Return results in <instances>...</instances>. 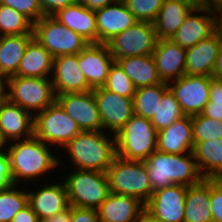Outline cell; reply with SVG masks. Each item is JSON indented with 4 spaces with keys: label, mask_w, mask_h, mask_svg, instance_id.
Instances as JSON below:
<instances>
[{
    "label": "cell",
    "mask_w": 222,
    "mask_h": 222,
    "mask_svg": "<svg viewBox=\"0 0 222 222\" xmlns=\"http://www.w3.org/2000/svg\"><path fill=\"white\" fill-rule=\"evenodd\" d=\"M52 75L55 95L93 90L78 65V54L54 58Z\"/></svg>",
    "instance_id": "cell-17"
},
{
    "label": "cell",
    "mask_w": 222,
    "mask_h": 222,
    "mask_svg": "<svg viewBox=\"0 0 222 222\" xmlns=\"http://www.w3.org/2000/svg\"><path fill=\"white\" fill-rule=\"evenodd\" d=\"M187 187L174 184L154 191L145 203V209L165 222H184Z\"/></svg>",
    "instance_id": "cell-14"
},
{
    "label": "cell",
    "mask_w": 222,
    "mask_h": 222,
    "mask_svg": "<svg viewBox=\"0 0 222 222\" xmlns=\"http://www.w3.org/2000/svg\"><path fill=\"white\" fill-rule=\"evenodd\" d=\"M44 16H52L58 10L77 2V0H39Z\"/></svg>",
    "instance_id": "cell-43"
},
{
    "label": "cell",
    "mask_w": 222,
    "mask_h": 222,
    "mask_svg": "<svg viewBox=\"0 0 222 222\" xmlns=\"http://www.w3.org/2000/svg\"><path fill=\"white\" fill-rule=\"evenodd\" d=\"M53 59L51 53L33 37L27 45L18 72L14 76L51 78Z\"/></svg>",
    "instance_id": "cell-26"
},
{
    "label": "cell",
    "mask_w": 222,
    "mask_h": 222,
    "mask_svg": "<svg viewBox=\"0 0 222 222\" xmlns=\"http://www.w3.org/2000/svg\"><path fill=\"white\" fill-rule=\"evenodd\" d=\"M0 4L10 6L25 15L33 23L44 16L39 0H0Z\"/></svg>",
    "instance_id": "cell-39"
},
{
    "label": "cell",
    "mask_w": 222,
    "mask_h": 222,
    "mask_svg": "<svg viewBox=\"0 0 222 222\" xmlns=\"http://www.w3.org/2000/svg\"><path fill=\"white\" fill-rule=\"evenodd\" d=\"M71 222H100L97 209L71 206Z\"/></svg>",
    "instance_id": "cell-42"
},
{
    "label": "cell",
    "mask_w": 222,
    "mask_h": 222,
    "mask_svg": "<svg viewBox=\"0 0 222 222\" xmlns=\"http://www.w3.org/2000/svg\"><path fill=\"white\" fill-rule=\"evenodd\" d=\"M80 132L79 125L56 100L34 115L33 135L51 147L63 149Z\"/></svg>",
    "instance_id": "cell-7"
},
{
    "label": "cell",
    "mask_w": 222,
    "mask_h": 222,
    "mask_svg": "<svg viewBox=\"0 0 222 222\" xmlns=\"http://www.w3.org/2000/svg\"><path fill=\"white\" fill-rule=\"evenodd\" d=\"M34 116L8 100L0 102V131L10 144L33 136Z\"/></svg>",
    "instance_id": "cell-22"
},
{
    "label": "cell",
    "mask_w": 222,
    "mask_h": 222,
    "mask_svg": "<svg viewBox=\"0 0 222 222\" xmlns=\"http://www.w3.org/2000/svg\"><path fill=\"white\" fill-rule=\"evenodd\" d=\"M116 62L133 82L136 89L162 83L152 54L128 56L117 59Z\"/></svg>",
    "instance_id": "cell-28"
},
{
    "label": "cell",
    "mask_w": 222,
    "mask_h": 222,
    "mask_svg": "<svg viewBox=\"0 0 222 222\" xmlns=\"http://www.w3.org/2000/svg\"><path fill=\"white\" fill-rule=\"evenodd\" d=\"M56 101L82 131L102 130V122L93 90L58 94Z\"/></svg>",
    "instance_id": "cell-13"
},
{
    "label": "cell",
    "mask_w": 222,
    "mask_h": 222,
    "mask_svg": "<svg viewBox=\"0 0 222 222\" xmlns=\"http://www.w3.org/2000/svg\"><path fill=\"white\" fill-rule=\"evenodd\" d=\"M106 175L110 193L133 196L144 204L153 193L144 161L125 160L116 156Z\"/></svg>",
    "instance_id": "cell-5"
},
{
    "label": "cell",
    "mask_w": 222,
    "mask_h": 222,
    "mask_svg": "<svg viewBox=\"0 0 222 222\" xmlns=\"http://www.w3.org/2000/svg\"><path fill=\"white\" fill-rule=\"evenodd\" d=\"M176 1L191 7L193 10L208 6V4L204 0H176Z\"/></svg>",
    "instance_id": "cell-51"
},
{
    "label": "cell",
    "mask_w": 222,
    "mask_h": 222,
    "mask_svg": "<svg viewBox=\"0 0 222 222\" xmlns=\"http://www.w3.org/2000/svg\"><path fill=\"white\" fill-rule=\"evenodd\" d=\"M8 78L0 73V102L7 100Z\"/></svg>",
    "instance_id": "cell-50"
},
{
    "label": "cell",
    "mask_w": 222,
    "mask_h": 222,
    "mask_svg": "<svg viewBox=\"0 0 222 222\" xmlns=\"http://www.w3.org/2000/svg\"><path fill=\"white\" fill-rule=\"evenodd\" d=\"M212 77L216 79H222V43L220 44L218 55L216 58Z\"/></svg>",
    "instance_id": "cell-49"
},
{
    "label": "cell",
    "mask_w": 222,
    "mask_h": 222,
    "mask_svg": "<svg viewBox=\"0 0 222 222\" xmlns=\"http://www.w3.org/2000/svg\"><path fill=\"white\" fill-rule=\"evenodd\" d=\"M217 17L211 5L192 10L171 40L184 49L191 48L216 31Z\"/></svg>",
    "instance_id": "cell-15"
},
{
    "label": "cell",
    "mask_w": 222,
    "mask_h": 222,
    "mask_svg": "<svg viewBox=\"0 0 222 222\" xmlns=\"http://www.w3.org/2000/svg\"><path fill=\"white\" fill-rule=\"evenodd\" d=\"M7 152L10 159V170L13 184L19 186L21 180L32 182L40 175L51 172L60 165L58 157L51 152L52 148L34 135L27 139L12 141ZM50 170V171H49Z\"/></svg>",
    "instance_id": "cell-1"
},
{
    "label": "cell",
    "mask_w": 222,
    "mask_h": 222,
    "mask_svg": "<svg viewBox=\"0 0 222 222\" xmlns=\"http://www.w3.org/2000/svg\"><path fill=\"white\" fill-rule=\"evenodd\" d=\"M192 10L176 0H164L153 22L157 39H171Z\"/></svg>",
    "instance_id": "cell-30"
},
{
    "label": "cell",
    "mask_w": 222,
    "mask_h": 222,
    "mask_svg": "<svg viewBox=\"0 0 222 222\" xmlns=\"http://www.w3.org/2000/svg\"><path fill=\"white\" fill-rule=\"evenodd\" d=\"M77 1L80 2L82 5H84L86 8L94 11L114 2L113 0H77Z\"/></svg>",
    "instance_id": "cell-47"
},
{
    "label": "cell",
    "mask_w": 222,
    "mask_h": 222,
    "mask_svg": "<svg viewBox=\"0 0 222 222\" xmlns=\"http://www.w3.org/2000/svg\"><path fill=\"white\" fill-rule=\"evenodd\" d=\"M221 39L217 31L186 49L185 75L212 77Z\"/></svg>",
    "instance_id": "cell-21"
},
{
    "label": "cell",
    "mask_w": 222,
    "mask_h": 222,
    "mask_svg": "<svg viewBox=\"0 0 222 222\" xmlns=\"http://www.w3.org/2000/svg\"><path fill=\"white\" fill-rule=\"evenodd\" d=\"M114 61L108 45L102 43H89L78 54V65L92 89L103 87Z\"/></svg>",
    "instance_id": "cell-16"
},
{
    "label": "cell",
    "mask_w": 222,
    "mask_h": 222,
    "mask_svg": "<svg viewBox=\"0 0 222 222\" xmlns=\"http://www.w3.org/2000/svg\"><path fill=\"white\" fill-rule=\"evenodd\" d=\"M12 222H41L37 214L28 204L25 208L18 211L12 219Z\"/></svg>",
    "instance_id": "cell-44"
},
{
    "label": "cell",
    "mask_w": 222,
    "mask_h": 222,
    "mask_svg": "<svg viewBox=\"0 0 222 222\" xmlns=\"http://www.w3.org/2000/svg\"><path fill=\"white\" fill-rule=\"evenodd\" d=\"M103 88L126 98H133L136 91L133 82L116 61L110 66Z\"/></svg>",
    "instance_id": "cell-36"
},
{
    "label": "cell",
    "mask_w": 222,
    "mask_h": 222,
    "mask_svg": "<svg viewBox=\"0 0 222 222\" xmlns=\"http://www.w3.org/2000/svg\"><path fill=\"white\" fill-rule=\"evenodd\" d=\"M201 114L206 117L215 119L217 121H222V104L208 102L204 106V109Z\"/></svg>",
    "instance_id": "cell-46"
},
{
    "label": "cell",
    "mask_w": 222,
    "mask_h": 222,
    "mask_svg": "<svg viewBox=\"0 0 222 222\" xmlns=\"http://www.w3.org/2000/svg\"><path fill=\"white\" fill-rule=\"evenodd\" d=\"M7 100L33 116L56 100L51 78L8 77Z\"/></svg>",
    "instance_id": "cell-8"
},
{
    "label": "cell",
    "mask_w": 222,
    "mask_h": 222,
    "mask_svg": "<svg viewBox=\"0 0 222 222\" xmlns=\"http://www.w3.org/2000/svg\"><path fill=\"white\" fill-rule=\"evenodd\" d=\"M167 89L166 82L137 88L133 97L134 114L151 119L156 114L161 98Z\"/></svg>",
    "instance_id": "cell-32"
},
{
    "label": "cell",
    "mask_w": 222,
    "mask_h": 222,
    "mask_svg": "<svg viewBox=\"0 0 222 222\" xmlns=\"http://www.w3.org/2000/svg\"><path fill=\"white\" fill-rule=\"evenodd\" d=\"M13 185L10 170V159L7 151L0 152V191L6 190Z\"/></svg>",
    "instance_id": "cell-41"
},
{
    "label": "cell",
    "mask_w": 222,
    "mask_h": 222,
    "mask_svg": "<svg viewBox=\"0 0 222 222\" xmlns=\"http://www.w3.org/2000/svg\"><path fill=\"white\" fill-rule=\"evenodd\" d=\"M194 140L191 116H184L167 128L158 131L157 150L168 154L193 151Z\"/></svg>",
    "instance_id": "cell-24"
},
{
    "label": "cell",
    "mask_w": 222,
    "mask_h": 222,
    "mask_svg": "<svg viewBox=\"0 0 222 222\" xmlns=\"http://www.w3.org/2000/svg\"><path fill=\"white\" fill-rule=\"evenodd\" d=\"M114 2H121V3H125L127 0H113Z\"/></svg>",
    "instance_id": "cell-57"
},
{
    "label": "cell",
    "mask_w": 222,
    "mask_h": 222,
    "mask_svg": "<svg viewBox=\"0 0 222 222\" xmlns=\"http://www.w3.org/2000/svg\"><path fill=\"white\" fill-rule=\"evenodd\" d=\"M28 204L43 222L70 207L68 191L64 181L55 184H44L37 191H27Z\"/></svg>",
    "instance_id": "cell-19"
},
{
    "label": "cell",
    "mask_w": 222,
    "mask_h": 222,
    "mask_svg": "<svg viewBox=\"0 0 222 222\" xmlns=\"http://www.w3.org/2000/svg\"><path fill=\"white\" fill-rule=\"evenodd\" d=\"M194 145L205 140L222 138V121L206 117L201 113L191 116Z\"/></svg>",
    "instance_id": "cell-37"
},
{
    "label": "cell",
    "mask_w": 222,
    "mask_h": 222,
    "mask_svg": "<svg viewBox=\"0 0 222 222\" xmlns=\"http://www.w3.org/2000/svg\"><path fill=\"white\" fill-rule=\"evenodd\" d=\"M105 131H82L62 150L68 152L74 169L106 173L116 154V138Z\"/></svg>",
    "instance_id": "cell-3"
},
{
    "label": "cell",
    "mask_w": 222,
    "mask_h": 222,
    "mask_svg": "<svg viewBox=\"0 0 222 222\" xmlns=\"http://www.w3.org/2000/svg\"><path fill=\"white\" fill-rule=\"evenodd\" d=\"M208 5H212L214 2H215V0H204Z\"/></svg>",
    "instance_id": "cell-56"
},
{
    "label": "cell",
    "mask_w": 222,
    "mask_h": 222,
    "mask_svg": "<svg viewBox=\"0 0 222 222\" xmlns=\"http://www.w3.org/2000/svg\"><path fill=\"white\" fill-rule=\"evenodd\" d=\"M138 222H165L157 217H155L154 215H152L151 213H149L145 208L143 209V211L140 214L139 220Z\"/></svg>",
    "instance_id": "cell-52"
},
{
    "label": "cell",
    "mask_w": 222,
    "mask_h": 222,
    "mask_svg": "<svg viewBox=\"0 0 222 222\" xmlns=\"http://www.w3.org/2000/svg\"><path fill=\"white\" fill-rule=\"evenodd\" d=\"M125 3L138 21L153 23L164 0H127Z\"/></svg>",
    "instance_id": "cell-38"
},
{
    "label": "cell",
    "mask_w": 222,
    "mask_h": 222,
    "mask_svg": "<svg viewBox=\"0 0 222 222\" xmlns=\"http://www.w3.org/2000/svg\"><path fill=\"white\" fill-rule=\"evenodd\" d=\"M34 38L56 58L79 54L89 43L53 16H43L34 23Z\"/></svg>",
    "instance_id": "cell-9"
},
{
    "label": "cell",
    "mask_w": 222,
    "mask_h": 222,
    "mask_svg": "<svg viewBox=\"0 0 222 222\" xmlns=\"http://www.w3.org/2000/svg\"><path fill=\"white\" fill-rule=\"evenodd\" d=\"M8 141L5 139L4 135L2 134V132L0 131V152L1 151H7L8 148ZM7 146V147H6ZM5 148V150L3 149Z\"/></svg>",
    "instance_id": "cell-54"
},
{
    "label": "cell",
    "mask_w": 222,
    "mask_h": 222,
    "mask_svg": "<svg viewBox=\"0 0 222 222\" xmlns=\"http://www.w3.org/2000/svg\"><path fill=\"white\" fill-rule=\"evenodd\" d=\"M211 7L217 16H222V0H215Z\"/></svg>",
    "instance_id": "cell-53"
},
{
    "label": "cell",
    "mask_w": 222,
    "mask_h": 222,
    "mask_svg": "<svg viewBox=\"0 0 222 222\" xmlns=\"http://www.w3.org/2000/svg\"><path fill=\"white\" fill-rule=\"evenodd\" d=\"M34 34L0 36V73L11 77L17 74L27 45Z\"/></svg>",
    "instance_id": "cell-31"
},
{
    "label": "cell",
    "mask_w": 222,
    "mask_h": 222,
    "mask_svg": "<svg viewBox=\"0 0 222 222\" xmlns=\"http://www.w3.org/2000/svg\"><path fill=\"white\" fill-rule=\"evenodd\" d=\"M212 78L203 75H183L167 83L186 116L198 115L203 111L209 102Z\"/></svg>",
    "instance_id": "cell-11"
},
{
    "label": "cell",
    "mask_w": 222,
    "mask_h": 222,
    "mask_svg": "<svg viewBox=\"0 0 222 222\" xmlns=\"http://www.w3.org/2000/svg\"><path fill=\"white\" fill-rule=\"evenodd\" d=\"M99 109L102 130L116 135L134 115L133 98H126L110 92L103 87L93 89Z\"/></svg>",
    "instance_id": "cell-12"
},
{
    "label": "cell",
    "mask_w": 222,
    "mask_h": 222,
    "mask_svg": "<svg viewBox=\"0 0 222 222\" xmlns=\"http://www.w3.org/2000/svg\"><path fill=\"white\" fill-rule=\"evenodd\" d=\"M210 206V179L188 186L184 222H213Z\"/></svg>",
    "instance_id": "cell-27"
},
{
    "label": "cell",
    "mask_w": 222,
    "mask_h": 222,
    "mask_svg": "<svg viewBox=\"0 0 222 222\" xmlns=\"http://www.w3.org/2000/svg\"><path fill=\"white\" fill-rule=\"evenodd\" d=\"M34 23L8 5L0 4V36L33 34Z\"/></svg>",
    "instance_id": "cell-33"
},
{
    "label": "cell",
    "mask_w": 222,
    "mask_h": 222,
    "mask_svg": "<svg viewBox=\"0 0 222 222\" xmlns=\"http://www.w3.org/2000/svg\"><path fill=\"white\" fill-rule=\"evenodd\" d=\"M43 222H71V206L54 216L48 217Z\"/></svg>",
    "instance_id": "cell-48"
},
{
    "label": "cell",
    "mask_w": 222,
    "mask_h": 222,
    "mask_svg": "<svg viewBox=\"0 0 222 222\" xmlns=\"http://www.w3.org/2000/svg\"><path fill=\"white\" fill-rule=\"evenodd\" d=\"M157 136L150 119L134 114L115 135L116 154L125 160L145 161L157 150Z\"/></svg>",
    "instance_id": "cell-4"
},
{
    "label": "cell",
    "mask_w": 222,
    "mask_h": 222,
    "mask_svg": "<svg viewBox=\"0 0 222 222\" xmlns=\"http://www.w3.org/2000/svg\"><path fill=\"white\" fill-rule=\"evenodd\" d=\"M184 116L186 115L182 111L179 102L168 88L164 92L156 114L150 119V122L157 131H160Z\"/></svg>",
    "instance_id": "cell-34"
},
{
    "label": "cell",
    "mask_w": 222,
    "mask_h": 222,
    "mask_svg": "<svg viewBox=\"0 0 222 222\" xmlns=\"http://www.w3.org/2000/svg\"><path fill=\"white\" fill-rule=\"evenodd\" d=\"M52 16L67 28L78 33L88 43H97V21L94 10L86 8L77 1L58 10Z\"/></svg>",
    "instance_id": "cell-25"
},
{
    "label": "cell",
    "mask_w": 222,
    "mask_h": 222,
    "mask_svg": "<svg viewBox=\"0 0 222 222\" xmlns=\"http://www.w3.org/2000/svg\"><path fill=\"white\" fill-rule=\"evenodd\" d=\"M192 152L204 179H222V138L197 142Z\"/></svg>",
    "instance_id": "cell-29"
},
{
    "label": "cell",
    "mask_w": 222,
    "mask_h": 222,
    "mask_svg": "<svg viewBox=\"0 0 222 222\" xmlns=\"http://www.w3.org/2000/svg\"><path fill=\"white\" fill-rule=\"evenodd\" d=\"M97 43L107 44L115 36L138 22L126 3L113 2L95 10Z\"/></svg>",
    "instance_id": "cell-18"
},
{
    "label": "cell",
    "mask_w": 222,
    "mask_h": 222,
    "mask_svg": "<svg viewBox=\"0 0 222 222\" xmlns=\"http://www.w3.org/2000/svg\"><path fill=\"white\" fill-rule=\"evenodd\" d=\"M27 205V190H20L13 184L10 188L0 191V222H12L15 214Z\"/></svg>",
    "instance_id": "cell-35"
},
{
    "label": "cell",
    "mask_w": 222,
    "mask_h": 222,
    "mask_svg": "<svg viewBox=\"0 0 222 222\" xmlns=\"http://www.w3.org/2000/svg\"><path fill=\"white\" fill-rule=\"evenodd\" d=\"M144 163L153 192L174 184L195 185L204 179L193 152L168 154L155 150Z\"/></svg>",
    "instance_id": "cell-2"
},
{
    "label": "cell",
    "mask_w": 222,
    "mask_h": 222,
    "mask_svg": "<svg viewBox=\"0 0 222 222\" xmlns=\"http://www.w3.org/2000/svg\"><path fill=\"white\" fill-rule=\"evenodd\" d=\"M210 205L213 222H222V179H210Z\"/></svg>",
    "instance_id": "cell-40"
},
{
    "label": "cell",
    "mask_w": 222,
    "mask_h": 222,
    "mask_svg": "<svg viewBox=\"0 0 222 222\" xmlns=\"http://www.w3.org/2000/svg\"><path fill=\"white\" fill-rule=\"evenodd\" d=\"M157 40L153 23L138 21L115 36L107 45L116 61L128 56L153 54Z\"/></svg>",
    "instance_id": "cell-10"
},
{
    "label": "cell",
    "mask_w": 222,
    "mask_h": 222,
    "mask_svg": "<svg viewBox=\"0 0 222 222\" xmlns=\"http://www.w3.org/2000/svg\"><path fill=\"white\" fill-rule=\"evenodd\" d=\"M152 55L162 82L169 83L185 75L186 49L171 39H158Z\"/></svg>",
    "instance_id": "cell-20"
},
{
    "label": "cell",
    "mask_w": 222,
    "mask_h": 222,
    "mask_svg": "<svg viewBox=\"0 0 222 222\" xmlns=\"http://www.w3.org/2000/svg\"><path fill=\"white\" fill-rule=\"evenodd\" d=\"M216 31L219 34L222 43V16L217 17Z\"/></svg>",
    "instance_id": "cell-55"
},
{
    "label": "cell",
    "mask_w": 222,
    "mask_h": 222,
    "mask_svg": "<svg viewBox=\"0 0 222 222\" xmlns=\"http://www.w3.org/2000/svg\"><path fill=\"white\" fill-rule=\"evenodd\" d=\"M144 207L136 197L109 193L97 213L100 222H138Z\"/></svg>",
    "instance_id": "cell-23"
},
{
    "label": "cell",
    "mask_w": 222,
    "mask_h": 222,
    "mask_svg": "<svg viewBox=\"0 0 222 222\" xmlns=\"http://www.w3.org/2000/svg\"><path fill=\"white\" fill-rule=\"evenodd\" d=\"M209 102L222 104V79L210 80Z\"/></svg>",
    "instance_id": "cell-45"
},
{
    "label": "cell",
    "mask_w": 222,
    "mask_h": 222,
    "mask_svg": "<svg viewBox=\"0 0 222 222\" xmlns=\"http://www.w3.org/2000/svg\"><path fill=\"white\" fill-rule=\"evenodd\" d=\"M70 206L97 209L110 193L106 173L75 169L63 180Z\"/></svg>",
    "instance_id": "cell-6"
}]
</instances>
